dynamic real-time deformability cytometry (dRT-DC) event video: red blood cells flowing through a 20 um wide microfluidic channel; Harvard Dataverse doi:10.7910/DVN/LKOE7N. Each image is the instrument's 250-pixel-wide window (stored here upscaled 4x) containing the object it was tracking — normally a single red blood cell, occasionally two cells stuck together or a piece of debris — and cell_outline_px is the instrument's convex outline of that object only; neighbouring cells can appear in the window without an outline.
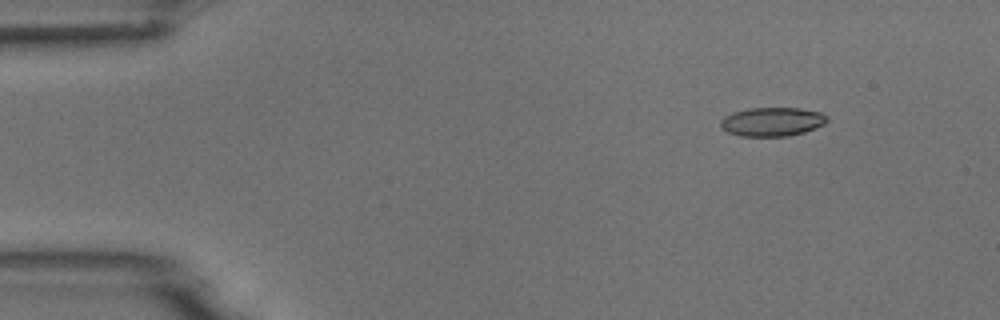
{"species": "common noctule bat (a hibernating species)", "species_latin": "Nyctalus noctula", "temperature_condition": "room temperature", "stored_images_in_passage": 5, "camera_frame_rate_fps": 3000, "um_per_image_px": 0.085, "animal": {"sex": "male", "body_mass_g": 18.8}, "frame": {"image": 1, "passage_image": 2, "time_ms": 1.0, "image_size_px": [1000, 320], "cell_outline_px": [[828, 120], [824, 124], [804, 132], [788, 136], [740, 136], [728, 132], [720, 128], [720, 120], [724, 116], [732, 112], [748, 108], [800, 108], [820, 112], [828, 116]], "centroid_in_image_um": [65.6, 10.34], "position_along_channel_um": 19.4, "area_um2": 18.03}}
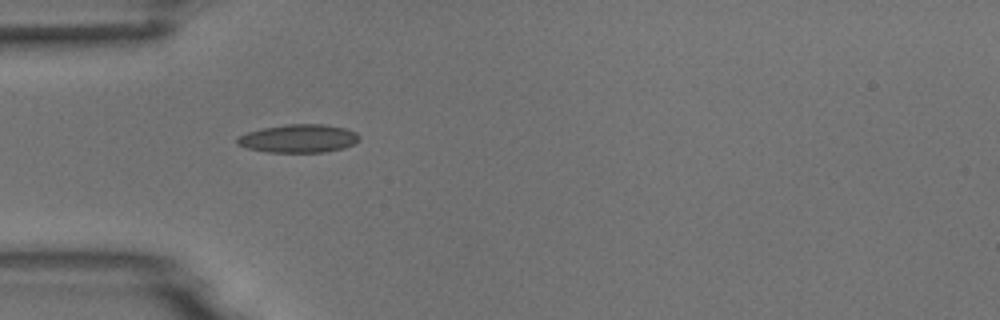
{"frame": {"image": 2, "passage_image": 4, "time_ms": 4.333, "image_size_px": [1000, 320], "cell_outline_px": [[360, 140], [344, 148], [324, 152], [268, 152], [248, 148], [236, 144], [236, 136], [248, 132], [264, 128], [288, 124], [324, 124], [344, 128], [356, 132], [360, 136]], "centroid_in_image_um": [25.38, 11.77], "position_along_channel_um": 59.6, "area_um2": 20.06}}